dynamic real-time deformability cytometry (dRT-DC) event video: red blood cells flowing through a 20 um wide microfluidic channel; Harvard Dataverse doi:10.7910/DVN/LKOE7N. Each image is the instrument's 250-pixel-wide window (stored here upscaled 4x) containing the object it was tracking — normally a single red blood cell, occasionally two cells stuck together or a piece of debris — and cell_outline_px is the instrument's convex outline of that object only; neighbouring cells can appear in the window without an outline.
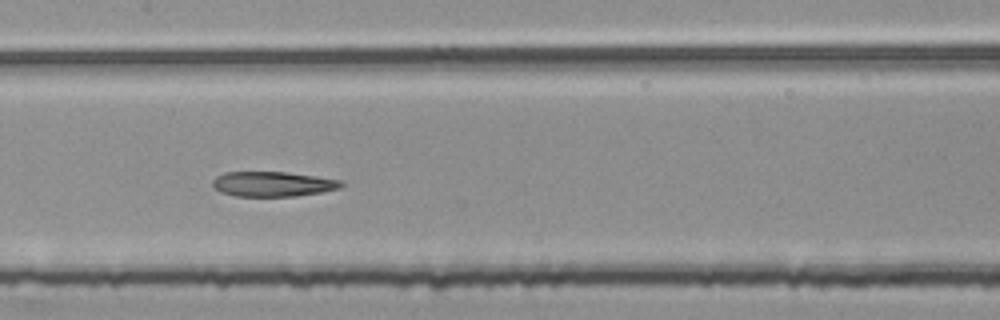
{"species": "common noctule bat (a hibernating species)", "species_latin": "Nyctalus noctula", "temperature_condition": "room temperature", "stored_images_in_passage": 53, "segment_of_instrument_passage": [2, 2], "camera_frame_rate_fps": 3000, "um_per_image_px": 0.085, "animal": {"sex": "female", "body_mass_g": 25.1}, "frame": {"image": 1, "passage_image": 27, "time_ms": 8.667, "image_size_px": [1000, 320], "cell_outline_px": [[344, 184], [340, 188], [320, 192], [296, 196], [236, 196], [220, 192], [212, 188], [212, 180], [216, 176], [224, 172], [284, 172], [340, 180]], "centroid_in_image_um": [23.11, 15.64], "position_along_channel_um": 184.3, "area_um2": 18.61}}
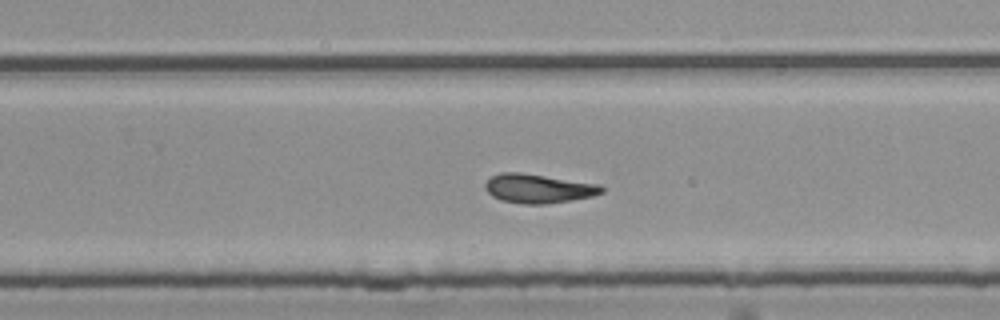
{"frame": {"image": 2, "passage_image": 35, "time_ms": 11.333, "image_size_px": [1000, 320], "cell_outline_px": [[604, 192], [592, 196], [544, 204], [524, 204], [500, 200], [492, 196], [484, 188], [484, 184], [492, 176], [500, 172], [520, 172], [600, 184], [604, 188]], "centroid_in_image_um": [45.74, 16.01], "position_along_channel_um": 284.1, "area_um2": 19.65}}
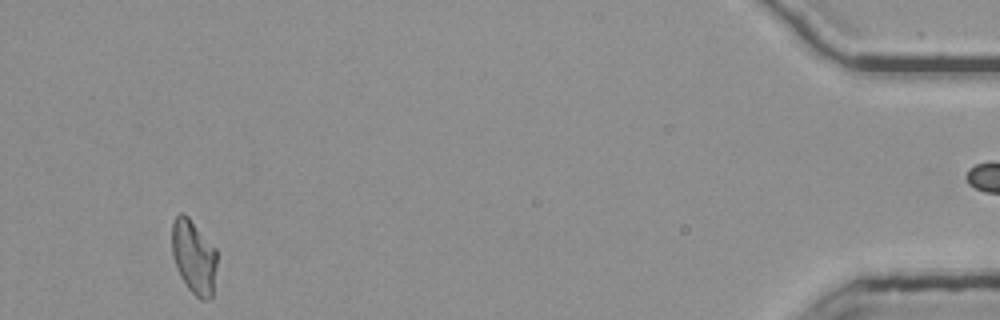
{"frame": {"image": 3, "passage_image": 52, "time_ms": 17.0, "image_size_px": [1000, 320], "cell_outline_px": [[216, 268], [212, 296], [208, 300], [200, 300], [188, 288], [180, 276], [176, 268], [172, 256], [172, 224], [176, 216], [180, 212], [184, 212], [188, 216], [216, 248]], "centroid_in_image_um": [16.46, 21.83], "position_along_channel_um": 418.7, "area_um2": 19.54}}